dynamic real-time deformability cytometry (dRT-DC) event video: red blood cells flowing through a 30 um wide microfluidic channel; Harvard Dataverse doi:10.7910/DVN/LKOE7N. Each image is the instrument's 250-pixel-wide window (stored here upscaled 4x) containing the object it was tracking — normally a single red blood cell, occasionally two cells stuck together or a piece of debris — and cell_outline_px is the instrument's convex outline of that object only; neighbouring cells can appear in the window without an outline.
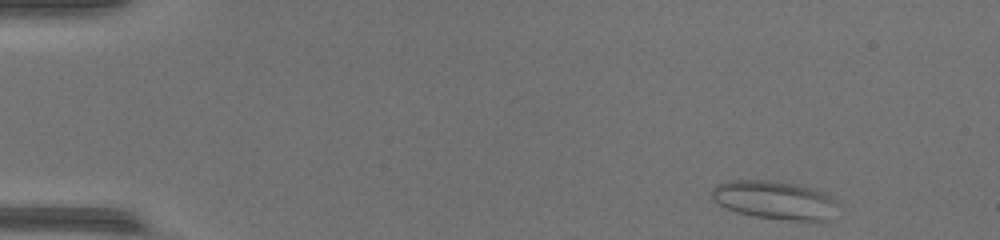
{"species": "common noctule bat (a hibernating species)", "species_latin": "Nyctalus noctula", "temperature_condition": "warm", "stored_images_in_passage": 47, "camera_frame_rate_fps": 3000, "um_per_image_px": 0.085, "animal": {"sex": "female", "body_mass_g": 17.0, "forearm_length_mm": 48.0}, "frame": {"image": 1, "passage_image": 1, "time_ms": 0.0, "image_size_px": [1000, 240], "cell_outline_px": [[836, 204], [824, 220], [792, 220], [756, 216], [736, 212], [720, 204], [712, 196], [712, 188], [716, 184], [728, 180], [768, 180], [800, 184], [824, 192], [836, 200]], "centroid_in_image_um": [65.79, 16.96], "position_along_channel_um": 19.2, "area_um2": 27.63}}
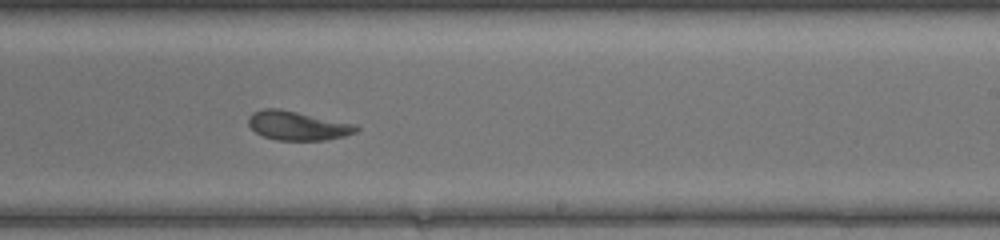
{"frame": {"image": 2, "passage_image": 28, "time_ms": 9.0, "image_size_px": [1000, 240], "cell_outline_px": [[360, 128], [356, 132], [344, 136], [324, 140], [276, 140], [264, 136], [256, 132], [248, 124], [248, 116], [252, 112], [264, 108], [280, 108], [356, 124]], "centroid_in_image_um": [25.29, 10.67], "position_along_channel_um": 263.7, "area_um2": 18.32}}
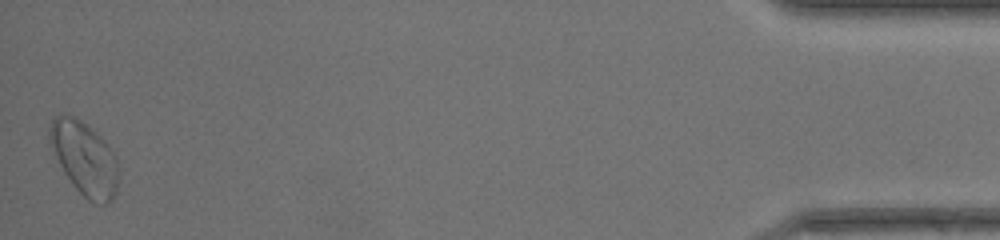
{"frame": {"image": 3, "passage_image": 47, "time_ms": 15.333, "image_size_px": [1000, 240], "cell_outline_px": [[116, 192], [112, 200], [104, 204], [100, 204], [88, 200], [72, 184], [64, 172], [48, 140], [48, 132], [52, 120], [56, 116], [68, 112], [92, 128], [100, 136], [116, 156]], "centroid_in_image_um": [7.15, 13.42], "position_along_channel_um": 428.1, "area_um2": 29.02}}